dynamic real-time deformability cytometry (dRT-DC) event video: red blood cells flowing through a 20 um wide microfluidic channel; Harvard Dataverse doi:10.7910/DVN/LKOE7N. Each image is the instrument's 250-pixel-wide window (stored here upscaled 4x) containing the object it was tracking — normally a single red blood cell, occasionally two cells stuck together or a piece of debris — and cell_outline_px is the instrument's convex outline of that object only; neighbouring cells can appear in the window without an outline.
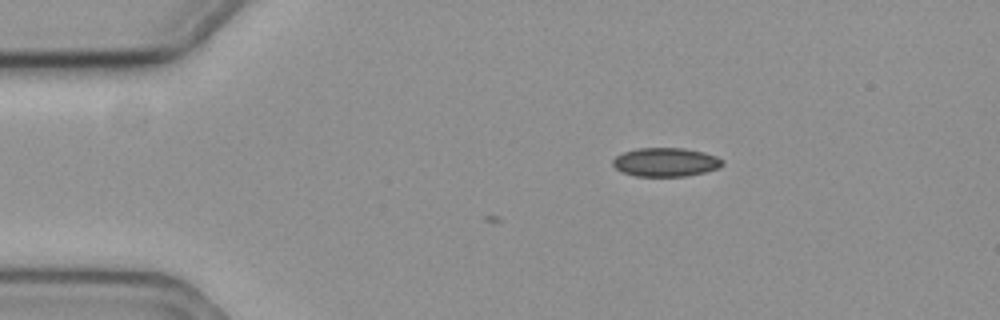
{"species": "common noctule bat (a hibernating species)", "species_latin": "Nyctalus noctula", "temperature_condition": "cold", "stored_images_in_passage": 2, "camera_frame_rate_fps": 3000, "um_per_image_px": 0.085, "animal": {"sex": "female", "body_mass_g": 19.3, "forearm_length_mm": 54.1}, "frame": {"image": 1, "passage_image": 2, "time_ms": 0.333, "image_size_px": [1000, 320], "cell_outline_px": [[724, 164], [720, 168], [704, 172], [684, 176], [636, 176], [624, 172], [616, 168], [612, 164], [612, 160], [616, 156], [624, 152], [636, 148], [684, 148], [704, 152], [716, 156], [724, 160]], "centroid_in_image_um": [56.61, 13.77], "position_along_channel_um": 28.4, "area_um2": 18.38}}